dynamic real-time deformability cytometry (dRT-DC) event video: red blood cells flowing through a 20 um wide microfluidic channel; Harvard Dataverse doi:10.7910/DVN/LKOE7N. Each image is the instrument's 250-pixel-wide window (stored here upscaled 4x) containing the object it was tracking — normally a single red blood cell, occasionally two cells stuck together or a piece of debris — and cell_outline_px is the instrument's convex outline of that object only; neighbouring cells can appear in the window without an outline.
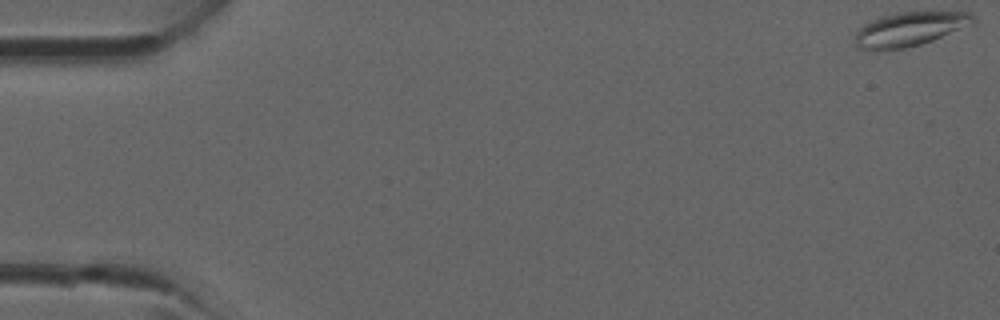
{"species": "common noctule bat (a hibernating species)", "species_latin": "Nyctalus noctula", "temperature_condition": "room temperature", "stored_images_in_passage": 40, "camera_frame_rate_fps": 3000, "um_per_image_px": 0.085, "animal": {"sex": "male", "forearm_length_mm": 52.5}, "frame": {"image": 1, "passage_image": 1, "time_ms": 0.0, "image_size_px": [1000, 320], "cell_outline_px": [[976, 24], [932, 40], [920, 44], [904, 48], [860, 48], [856, 44], [856, 32], [864, 24], [872, 20], [884, 16], [900, 12], [968, 12], [976, 20]], "centroid_in_image_um": [77.41, 2.44], "position_along_channel_um": 7.6, "area_um2": 22.83}}
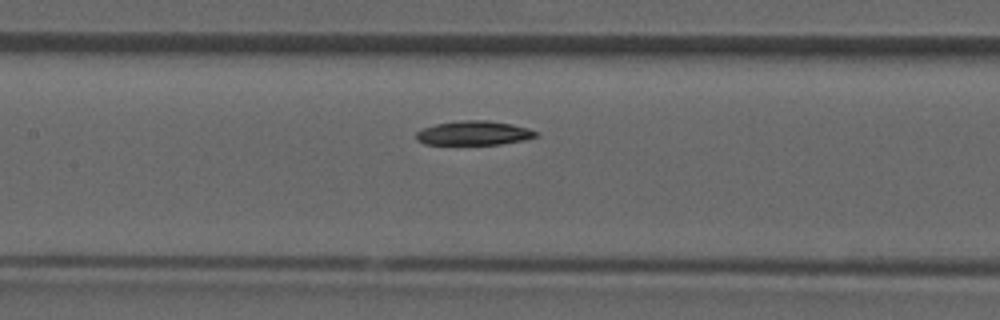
{"frame": {"image": 2, "passage_image": 19, "time_ms": 6.0, "image_size_px": [1000, 320], "cell_outline_px": [[540, 132], [536, 136], [524, 140], [500, 144], [424, 144], [416, 140], [416, 132], [424, 128], [436, 124], [460, 120], [488, 120], [512, 124], [528, 128]], "centroid_in_image_um": [40.29, 11.3], "position_along_channel_um": 167.1, "area_um2": 16.88}}
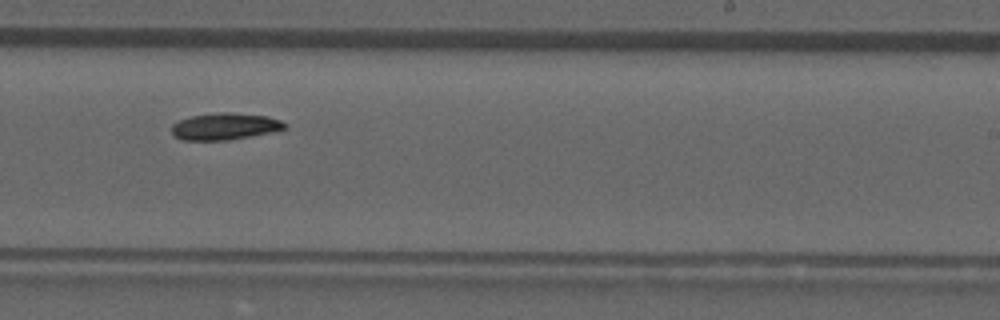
{"frame": {"image": 3, "passage_image": 25, "time_ms": 8.0, "image_size_px": [1000, 320], "cell_outline_px": [[288, 128], [276, 132], [228, 140], [180, 140], [172, 136], [172, 124], [180, 120], [192, 116], [216, 112], [228, 112], [268, 116], [280, 120], [288, 124]], "centroid_in_image_um": [19.15, 10.75], "position_along_channel_um": 269.8, "area_um2": 17.98}}